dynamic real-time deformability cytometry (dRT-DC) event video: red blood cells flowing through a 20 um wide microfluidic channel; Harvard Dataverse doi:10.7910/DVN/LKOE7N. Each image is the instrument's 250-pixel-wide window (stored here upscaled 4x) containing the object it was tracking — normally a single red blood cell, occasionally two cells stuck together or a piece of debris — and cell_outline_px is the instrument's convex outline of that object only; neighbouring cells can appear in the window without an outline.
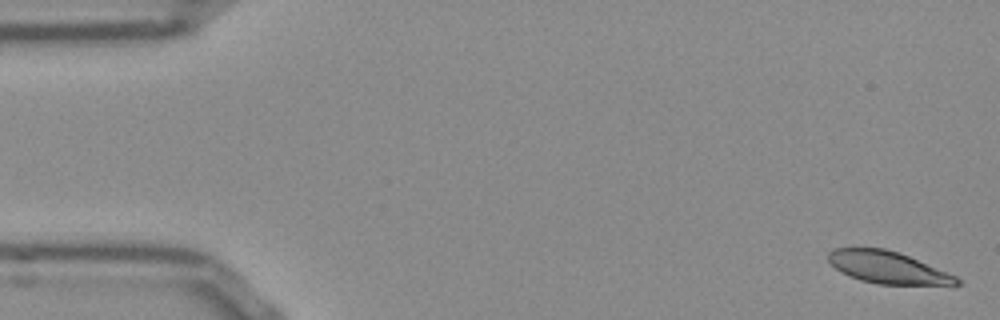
{"species": "Egyptian fruit bat (a non-hibernating species)", "species_latin": "Rousettus aegyptiacus", "temperature_condition": "room temperature", "stored_images_in_passage": 52, "camera_frame_rate_fps": 3000, "um_per_image_px": 0.085, "frame": {"image": 1, "passage_image": 1, "time_ms": 0.0, "image_size_px": [1000, 320], "cell_outline_px": [[964, 284], [880, 284], [860, 280], [836, 268], [828, 260], [828, 252], [836, 248], [884, 248], [908, 256], [956, 276]], "centroid_in_image_um": [75.44, 22.72], "position_along_channel_um": 9.6, "area_um2": 23.29}}
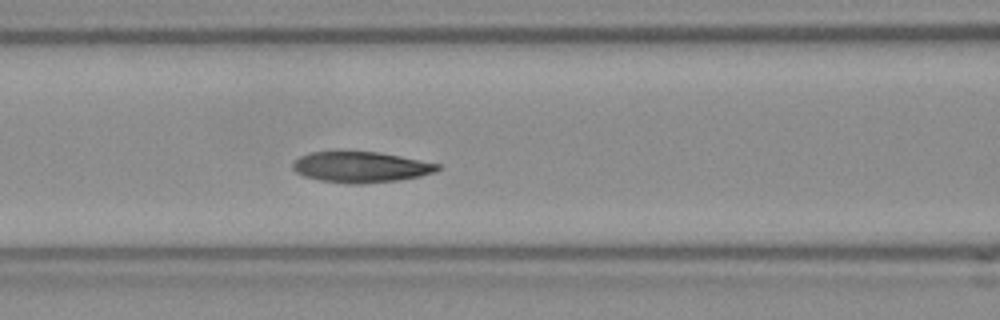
{"frame": {"image": 2, "passage_image": 21, "time_ms": 6.667, "image_size_px": [1000, 320], "cell_outline_px": [[440, 168], [436, 172], [420, 176], [396, 180], [360, 184], [352, 184], [320, 180], [304, 176], [296, 172], [292, 168], [292, 164], [300, 156], [312, 152], [376, 152], [400, 156], [440, 164]], "centroid_in_image_um": [30.67, 14.2], "position_along_channel_um": 135.9, "area_um2": 25.66}}
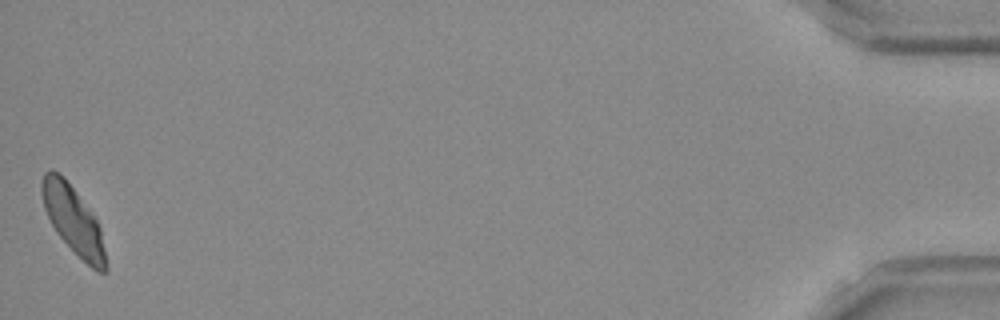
{"frame": {"image": 3, "passage_image": 52, "time_ms": 17.0, "image_size_px": [1000, 320], "cell_outline_px": [[108, 268], [104, 272], [96, 272], [56, 232], [44, 208], [40, 192], [40, 184], [44, 172], [56, 172], [72, 188], [96, 220], [100, 228], [108, 264]], "centroid_in_image_um": [6.23, 18.76], "position_along_channel_um": 429.0, "area_um2": 24.28}, "authors_computed_cell_mechanics": {"area_um2": 25.9811, "velocity_mm_per_s": 3.8028, "shape_relaxation_time_tau1_ms": 5.6774, "shape_relaxation_time_tau2_ms": 1.8261, "deformation_change_tau1": 0.1611, "deformation_change_tau2": 0.0629}}